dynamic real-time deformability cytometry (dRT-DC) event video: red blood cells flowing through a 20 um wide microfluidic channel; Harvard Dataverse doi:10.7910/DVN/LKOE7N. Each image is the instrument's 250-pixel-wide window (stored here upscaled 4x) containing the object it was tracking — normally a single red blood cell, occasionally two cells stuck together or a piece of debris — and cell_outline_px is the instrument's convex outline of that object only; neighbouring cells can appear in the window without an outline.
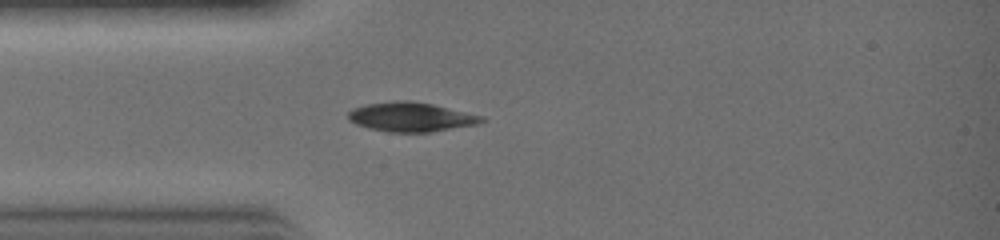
{"species": "common noctule bat (a hibernating species)", "species_latin": "Nyctalus noctula", "temperature_condition": "warm", "stored_images_in_passage": 19, "camera_frame_rate_fps": 3000, "um_per_image_px": 0.085, "animal": {"sex": "female", "body_mass_g": 19.0, "forearm_length_mm": 51.5}, "frame": {"image": 1, "passage_image": 3, "time_ms": 0.667, "image_size_px": [1000, 240], "cell_outline_px": [[488, 120], [476, 124], [432, 132], [388, 132], [368, 128], [356, 124], [348, 120], [348, 112], [352, 108], [368, 104], [396, 100], [412, 100], [432, 104], [484, 116]], "centroid_in_image_um": [34.93, 9.94], "position_along_channel_um": 50.1, "area_um2": 22.89}}